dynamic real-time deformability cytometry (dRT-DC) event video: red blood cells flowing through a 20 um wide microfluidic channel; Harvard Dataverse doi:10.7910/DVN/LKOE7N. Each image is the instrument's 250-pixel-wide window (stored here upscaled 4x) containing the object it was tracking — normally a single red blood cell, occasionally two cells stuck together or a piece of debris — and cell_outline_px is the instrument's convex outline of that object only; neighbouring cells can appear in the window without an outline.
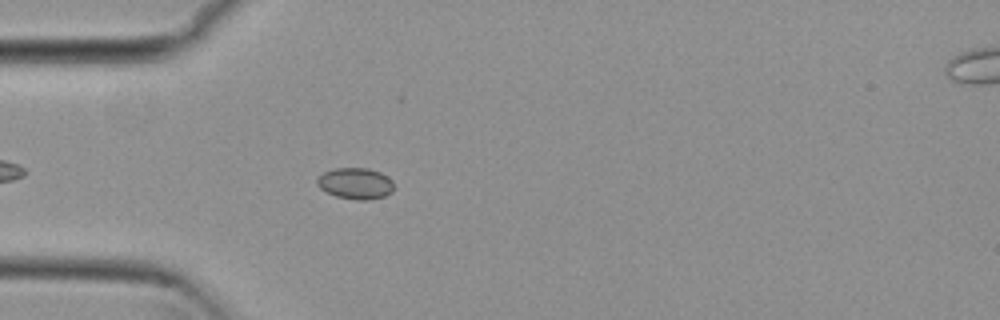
{"species": "common noctule bat (a hibernating species)", "species_latin": "Nyctalus noctula", "temperature_condition": "cold", "stored_images_in_passage": 45, "camera_frame_rate_fps": 3000, "um_per_image_px": 0.085, "animal": {"sex": "female", "body_mass_g": 29.2, "forearm_length_mm": 56.3}, "frame": {"image": 1, "passage_image": 7, "time_ms": 2.0, "image_size_px": [1000, 320], "cell_outline_px": [[392, 192], [384, 196], [368, 200], [356, 200], [336, 196], [320, 188], [316, 184], [316, 180], [324, 172], [336, 168], [368, 168], [380, 172], [388, 176], [392, 180]], "centroid_in_image_um": [30.22, 15.59], "position_along_channel_um": 54.8, "area_um2": 13.93}}
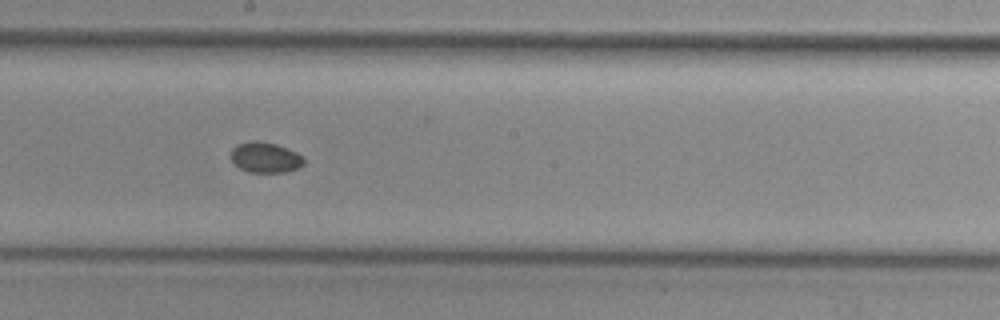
{"frame": {"image": 2, "passage_image": 21, "time_ms": 6.667, "image_size_px": [1000, 320], "cell_outline_px": [[304, 164], [300, 168], [284, 172], [248, 172], [240, 168], [228, 156], [232, 148], [236, 144], [252, 140], [256, 140], [276, 144], [296, 152], [304, 160]], "centroid_in_image_um": [22.51, 13.37], "position_along_channel_um": 225.7, "area_um2": 13.06}}
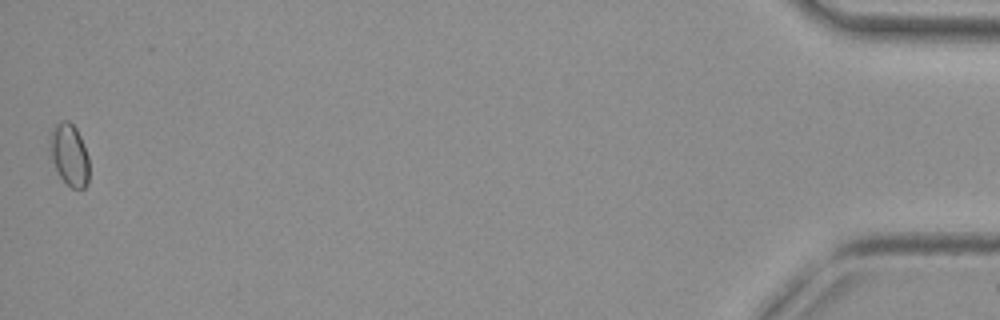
{"frame": {"image": 3, "passage_image": 45, "time_ms": 14.667, "image_size_px": [1000, 320], "cell_outline_px": [[88, 184], [84, 188], [72, 188], [60, 176], [48, 156], [48, 136], [56, 124], [60, 120], [68, 120], [76, 128], [80, 136], [88, 156]], "centroid_in_image_um": [5.84, 13.12], "position_along_channel_um": 429.4, "area_um2": 14.45}}